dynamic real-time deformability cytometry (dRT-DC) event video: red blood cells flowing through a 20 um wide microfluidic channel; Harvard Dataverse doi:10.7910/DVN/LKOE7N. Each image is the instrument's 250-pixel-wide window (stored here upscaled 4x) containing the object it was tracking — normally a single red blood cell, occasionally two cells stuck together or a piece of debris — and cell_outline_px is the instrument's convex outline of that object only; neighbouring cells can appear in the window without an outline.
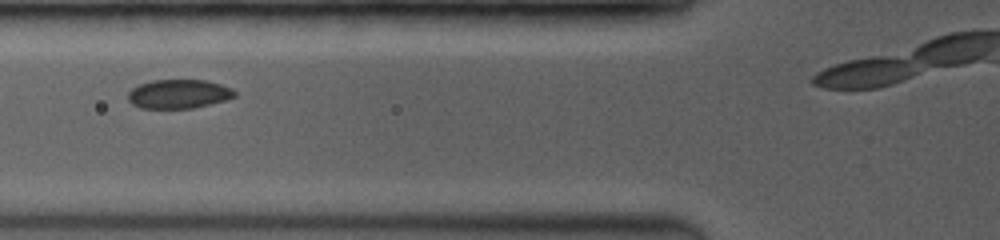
{"species": "common noctule bat (a hibernating species)", "species_latin": "Nyctalus noctula", "temperature_condition": "room temperature", "stored_images_in_passage": 34, "camera_frame_rate_fps": 3500, "um_per_image_px": 0.085, "animal": {"sex": "female", "body_mass_g": 19.0, "forearm_length_mm": 53.3}, "frame": {"image": 1, "passage_image": 6, "time_ms": 1.714, "image_size_px": [1000, 240], "cell_outline_px": [[236, 96], [224, 100], [192, 108], [140, 108], [132, 104], [128, 100], [128, 92], [132, 88], [140, 84], [152, 80], [204, 80], [220, 84], [232, 88], [236, 92]], "centroid_in_image_um": [15.16, 7.98], "position_along_channel_um": 110.6, "area_um2": 17.92}}